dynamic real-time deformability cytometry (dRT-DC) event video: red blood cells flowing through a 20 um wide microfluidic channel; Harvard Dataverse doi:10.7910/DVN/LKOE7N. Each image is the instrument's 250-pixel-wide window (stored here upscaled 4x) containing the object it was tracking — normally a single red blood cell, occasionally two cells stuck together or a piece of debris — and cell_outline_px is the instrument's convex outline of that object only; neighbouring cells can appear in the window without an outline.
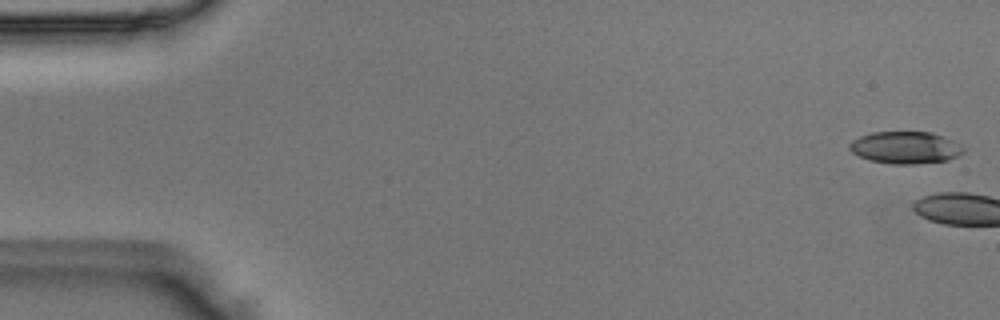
{"species": "Egyptian fruit bat (a non-hibernating species)", "species_latin": "Rousettus aegyptiacus", "temperature_condition": "room temperature", "stored_images_in_passage": 9, "camera_frame_rate_fps": 3000, "um_per_image_px": 0.085, "animal": {"sex": "male"}, "frame": {"image": 1, "passage_image": 1, "time_ms": 0.0, "image_size_px": [1000, 320], "cell_outline_px": [[964, 152], [948, 160], [916, 164], [892, 164], [868, 160], [852, 152], [848, 148], [848, 144], [852, 140], [860, 136], [872, 132], [932, 132], [944, 136], [952, 140], [964, 148]], "centroid_in_image_um": [76.93, 12.54], "position_along_channel_um": 8.1, "area_um2": 21.39}}